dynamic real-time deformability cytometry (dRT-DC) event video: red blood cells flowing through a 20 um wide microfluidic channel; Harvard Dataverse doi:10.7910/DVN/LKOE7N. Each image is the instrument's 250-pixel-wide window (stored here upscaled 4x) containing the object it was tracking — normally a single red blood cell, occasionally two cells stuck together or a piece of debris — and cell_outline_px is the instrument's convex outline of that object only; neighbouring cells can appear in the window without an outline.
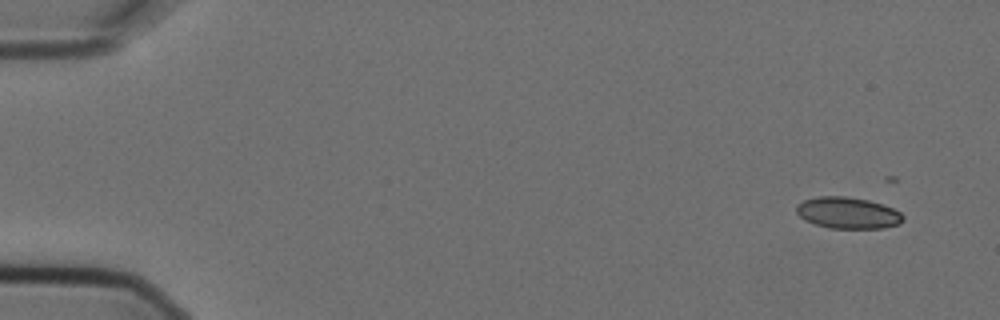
{"species": "Egyptian fruit bat (a non-hibernating species)", "species_latin": "Rousettus aegyptiacus", "temperature_condition": "cold", "stored_images_in_passage": 5, "camera_frame_rate_fps": 3000, "um_per_image_px": 0.085, "animal": {"sex": "female"}, "frame": {"image": 1, "passage_image": 1, "time_ms": 0.0, "image_size_px": [1000, 320], "cell_outline_px": [[904, 220], [900, 224], [884, 228], [828, 228], [804, 220], [796, 212], [796, 204], [804, 200], [820, 196], [848, 196], [868, 200], [892, 208], [900, 212], [904, 216]], "centroid_in_image_um": [72.06, 18.1], "position_along_channel_um": 12.9, "area_um2": 19.59}}
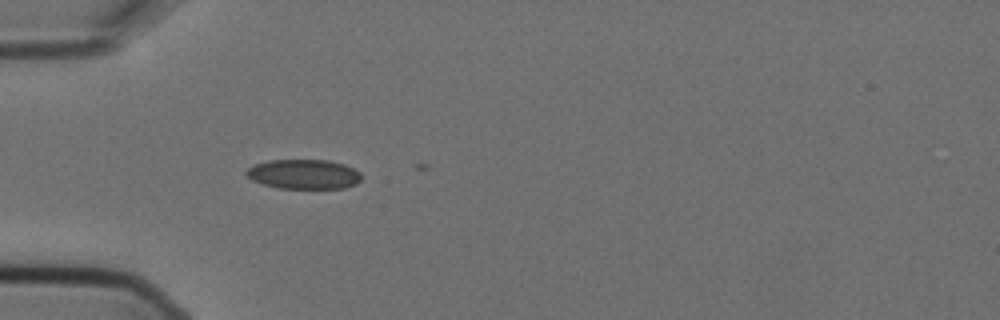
{"frame": {"image": 2, "passage_image": 5, "time_ms": 1.333, "image_size_px": [1000, 320], "cell_outline_px": [[360, 180], [356, 184], [344, 188], [276, 188], [252, 180], [244, 172], [252, 164], [268, 160], [328, 160], [344, 164], [360, 172]], "centroid_in_image_um": [25.79, 14.8], "position_along_channel_um": 59.2, "area_um2": 19.88}}